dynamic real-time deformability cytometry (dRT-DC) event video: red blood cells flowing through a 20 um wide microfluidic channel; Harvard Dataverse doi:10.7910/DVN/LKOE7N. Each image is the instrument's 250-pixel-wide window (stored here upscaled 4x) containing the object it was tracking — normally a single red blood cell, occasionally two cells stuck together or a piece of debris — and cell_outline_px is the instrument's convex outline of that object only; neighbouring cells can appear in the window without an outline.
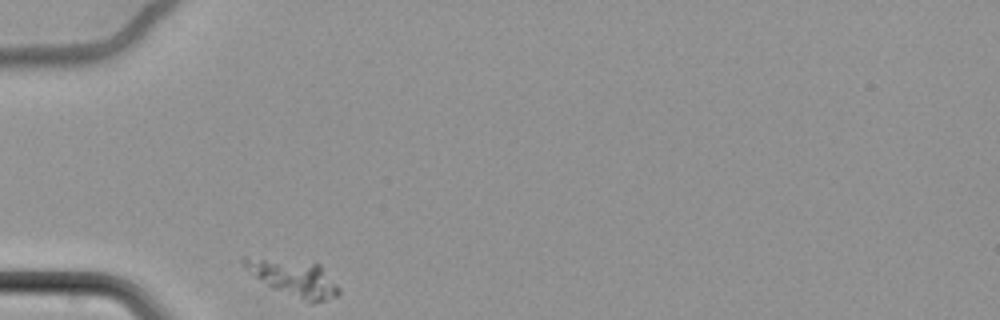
{"species": "common noctule bat (a hibernating species)", "species_latin": "Nyctalus noctula", "temperature_condition": "cold", "stored_images_in_passage": 33, "camera_frame_rate_fps": 3000, "um_per_image_px": 0.085, "animal": {"sex": "female", "body_mass_g": 22.7, "forearm_length_mm": 54.2}, "frame": {"image": 1, "passage_image": 1, "time_ms": 0.0, "image_size_px": [1000, 320], "cell_outline_px": [[340, 292], [336, 296], [312, 304], [308, 304], [272, 288], [244, 268], [240, 260], [240, 256], [244, 256], [320, 264], [340, 288]], "centroid_in_image_um": [24.96, 23.66], "position_along_channel_um": 60.0, "area_um2": 20.11}}
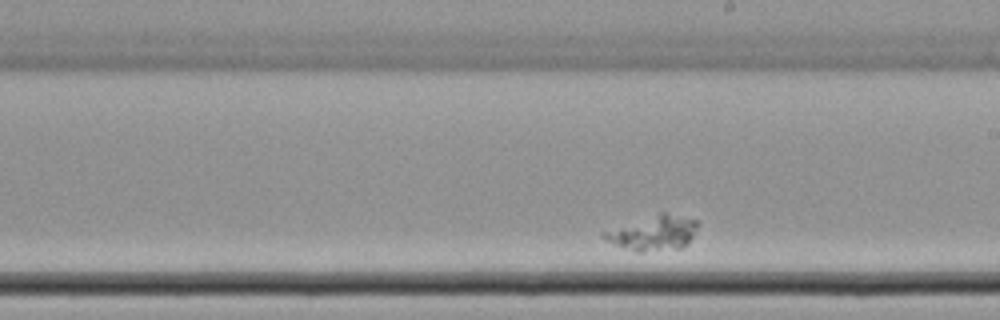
{"frame": {"image": 2, "passage_image": 19, "time_ms": 6.0, "image_size_px": [1000, 320], "cell_outline_px": [[696, 228], [692, 236], [684, 248], [640, 252], [636, 252], [616, 244], [600, 236], [600, 232], [660, 212], [668, 212], [696, 220]], "centroid_in_image_um": [55.52, 19.8], "position_along_channel_um": 233.5, "area_um2": 18.84}}
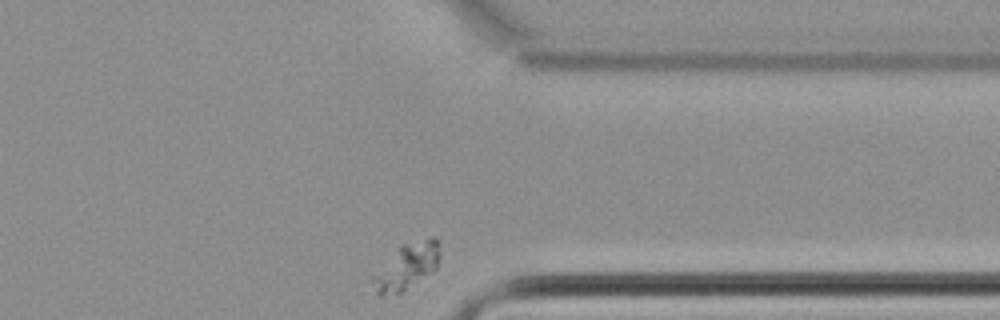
{"frame": {"image": 3, "passage_image": 33, "time_ms": 10.667, "image_size_px": [1000, 320], "cell_outline_px": [[436, 268], [432, 272], [400, 292], [380, 296], [376, 292], [372, 276], [400, 244], [432, 236], [436, 240]], "centroid_in_image_um": [34.52, 22.63], "position_along_channel_um": 376.9, "area_um2": 17.22}}